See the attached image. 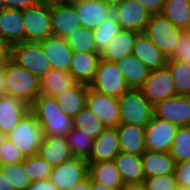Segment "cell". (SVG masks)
<instances>
[{"instance_id":"30bf717a","label":"cell","mask_w":190,"mask_h":190,"mask_svg":"<svg viewBox=\"0 0 190 190\" xmlns=\"http://www.w3.org/2000/svg\"><path fill=\"white\" fill-rule=\"evenodd\" d=\"M140 89L152 105L178 96L171 72L167 66L151 70L149 77Z\"/></svg>"},{"instance_id":"f907efd6","label":"cell","mask_w":190,"mask_h":190,"mask_svg":"<svg viewBox=\"0 0 190 190\" xmlns=\"http://www.w3.org/2000/svg\"><path fill=\"white\" fill-rule=\"evenodd\" d=\"M0 190H16L7 177L0 171Z\"/></svg>"},{"instance_id":"74e56055","label":"cell","mask_w":190,"mask_h":190,"mask_svg":"<svg viewBox=\"0 0 190 190\" xmlns=\"http://www.w3.org/2000/svg\"><path fill=\"white\" fill-rule=\"evenodd\" d=\"M169 154L175 163L190 160V126L178 128Z\"/></svg>"},{"instance_id":"7402d4cb","label":"cell","mask_w":190,"mask_h":190,"mask_svg":"<svg viewBox=\"0 0 190 190\" xmlns=\"http://www.w3.org/2000/svg\"><path fill=\"white\" fill-rule=\"evenodd\" d=\"M37 154L47 160L52 167L73 157L65 136L45 135Z\"/></svg>"},{"instance_id":"2e32d148","label":"cell","mask_w":190,"mask_h":190,"mask_svg":"<svg viewBox=\"0 0 190 190\" xmlns=\"http://www.w3.org/2000/svg\"><path fill=\"white\" fill-rule=\"evenodd\" d=\"M82 27L94 30L103 20L113 15V8L103 0H75L71 2Z\"/></svg>"},{"instance_id":"603a6c76","label":"cell","mask_w":190,"mask_h":190,"mask_svg":"<svg viewBox=\"0 0 190 190\" xmlns=\"http://www.w3.org/2000/svg\"><path fill=\"white\" fill-rule=\"evenodd\" d=\"M29 106L8 95L0 96V131L7 135L18 124Z\"/></svg>"},{"instance_id":"e0dca14e","label":"cell","mask_w":190,"mask_h":190,"mask_svg":"<svg viewBox=\"0 0 190 190\" xmlns=\"http://www.w3.org/2000/svg\"><path fill=\"white\" fill-rule=\"evenodd\" d=\"M38 43L49 60L52 69L69 72L73 51L65 38L52 35Z\"/></svg>"},{"instance_id":"d6986e66","label":"cell","mask_w":190,"mask_h":190,"mask_svg":"<svg viewBox=\"0 0 190 190\" xmlns=\"http://www.w3.org/2000/svg\"><path fill=\"white\" fill-rule=\"evenodd\" d=\"M101 60L97 52H73L69 72L78 83L90 85Z\"/></svg>"},{"instance_id":"9c48e42d","label":"cell","mask_w":190,"mask_h":190,"mask_svg":"<svg viewBox=\"0 0 190 190\" xmlns=\"http://www.w3.org/2000/svg\"><path fill=\"white\" fill-rule=\"evenodd\" d=\"M89 177V164L86 159L72 157L52 168L50 181L58 190H71Z\"/></svg>"},{"instance_id":"ac0fdd59","label":"cell","mask_w":190,"mask_h":190,"mask_svg":"<svg viewBox=\"0 0 190 190\" xmlns=\"http://www.w3.org/2000/svg\"><path fill=\"white\" fill-rule=\"evenodd\" d=\"M120 152L117 129L106 128L99 137L94 139L90 156L86 161L88 164L114 161Z\"/></svg>"},{"instance_id":"681fc988","label":"cell","mask_w":190,"mask_h":190,"mask_svg":"<svg viewBox=\"0 0 190 190\" xmlns=\"http://www.w3.org/2000/svg\"><path fill=\"white\" fill-rule=\"evenodd\" d=\"M5 76H6V64L0 65V96L6 95Z\"/></svg>"},{"instance_id":"836d02e7","label":"cell","mask_w":190,"mask_h":190,"mask_svg":"<svg viewBox=\"0 0 190 190\" xmlns=\"http://www.w3.org/2000/svg\"><path fill=\"white\" fill-rule=\"evenodd\" d=\"M73 127L83 130L87 135L96 139L106 129L99 118L85 106L74 118Z\"/></svg>"},{"instance_id":"6da1fadb","label":"cell","mask_w":190,"mask_h":190,"mask_svg":"<svg viewBox=\"0 0 190 190\" xmlns=\"http://www.w3.org/2000/svg\"><path fill=\"white\" fill-rule=\"evenodd\" d=\"M45 135L66 136L73 129V118L63 112L56 98L39 95L29 106Z\"/></svg>"},{"instance_id":"8fae6325","label":"cell","mask_w":190,"mask_h":190,"mask_svg":"<svg viewBox=\"0 0 190 190\" xmlns=\"http://www.w3.org/2000/svg\"><path fill=\"white\" fill-rule=\"evenodd\" d=\"M86 106L99 118L106 128H116L120 124L118 98L100 93L88 86Z\"/></svg>"},{"instance_id":"ab89813d","label":"cell","mask_w":190,"mask_h":190,"mask_svg":"<svg viewBox=\"0 0 190 190\" xmlns=\"http://www.w3.org/2000/svg\"><path fill=\"white\" fill-rule=\"evenodd\" d=\"M0 171L8 178L11 185H13L16 190H26L32 183L29 175H27L24 170L23 162L0 166Z\"/></svg>"},{"instance_id":"f6af8a7d","label":"cell","mask_w":190,"mask_h":190,"mask_svg":"<svg viewBox=\"0 0 190 190\" xmlns=\"http://www.w3.org/2000/svg\"><path fill=\"white\" fill-rule=\"evenodd\" d=\"M1 3L3 8L24 10L34 7L40 2L38 0H1Z\"/></svg>"},{"instance_id":"1f68e13d","label":"cell","mask_w":190,"mask_h":190,"mask_svg":"<svg viewBox=\"0 0 190 190\" xmlns=\"http://www.w3.org/2000/svg\"><path fill=\"white\" fill-rule=\"evenodd\" d=\"M162 14L182 30L190 28V0H166Z\"/></svg>"},{"instance_id":"ba28073f","label":"cell","mask_w":190,"mask_h":190,"mask_svg":"<svg viewBox=\"0 0 190 190\" xmlns=\"http://www.w3.org/2000/svg\"><path fill=\"white\" fill-rule=\"evenodd\" d=\"M108 96L121 97L130 89L115 62L100 60L93 82L89 85Z\"/></svg>"},{"instance_id":"cb8c5ba5","label":"cell","mask_w":190,"mask_h":190,"mask_svg":"<svg viewBox=\"0 0 190 190\" xmlns=\"http://www.w3.org/2000/svg\"><path fill=\"white\" fill-rule=\"evenodd\" d=\"M115 64L125 77L130 88L140 89L150 74V69L135 55L131 54L116 61Z\"/></svg>"},{"instance_id":"d590c367","label":"cell","mask_w":190,"mask_h":190,"mask_svg":"<svg viewBox=\"0 0 190 190\" xmlns=\"http://www.w3.org/2000/svg\"><path fill=\"white\" fill-rule=\"evenodd\" d=\"M65 137L73 157L87 160L92 150L93 137L74 127Z\"/></svg>"},{"instance_id":"60d3db41","label":"cell","mask_w":190,"mask_h":190,"mask_svg":"<svg viewBox=\"0 0 190 190\" xmlns=\"http://www.w3.org/2000/svg\"><path fill=\"white\" fill-rule=\"evenodd\" d=\"M25 159L26 157L20 151V149L16 147L12 142H10L7 138L0 145V166L19 164L22 163Z\"/></svg>"},{"instance_id":"bcb514c9","label":"cell","mask_w":190,"mask_h":190,"mask_svg":"<svg viewBox=\"0 0 190 190\" xmlns=\"http://www.w3.org/2000/svg\"><path fill=\"white\" fill-rule=\"evenodd\" d=\"M151 14L162 13L166 0H137Z\"/></svg>"},{"instance_id":"4316f807","label":"cell","mask_w":190,"mask_h":190,"mask_svg":"<svg viewBox=\"0 0 190 190\" xmlns=\"http://www.w3.org/2000/svg\"><path fill=\"white\" fill-rule=\"evenodd\" d=\"M138 34L136 31L121 29L101 53V59L116 62L131 55Z\"/></svg>"},{"instance_id":"c3c4849f","label":"cell","mask_w":190,"mask_h":190,"mask_svg":"<svg viewBox=\"0 0 190 190\" xmlns=\"http://www.w3.org/2000/svg\"><path fill=\"white\" fill-rule=\"evenodd\" d=\"M10 59V46L0 38V65H4Z\"/></svg>"},{"instance_id":"9a60e30c","label":"cell","mask_w":190,"mask_h":190,"mask_svg":"<svg viewBox=\"0 0 190 190\" xmlns=\"http://www.w3.org/2000/svg\"><path fill=\"white\" fill-rule=\"evenodd\" d=\"M53 36L65 38L78 27H82L74 5L69 1L50 3Z\"/></svg>"},{"instance_id":"ffe728a7","label":"cell","mask_w":190,"mask_h":190,"mask_svg":"<svg viewBox=\"0 0 190 190\" xmlns=\"http://www.w3.org/2000/svg\"><path fill=\"white\" fill-rule=\"evenodd\" d=\"M0 38L9 46L24 42L22 10L0 8Z\"/></svg>"},{"instance_id":"db71d44e","label":"cell","mask_w":190,"mask_h":190,"mask_svg":"<svg viewBox=\"0 0 190 190\" xmlns=\"http://www.w3.org/2000/svg\"><path fill=\"white\" fill-rule=\"evenodd\" d=\"M90 190H123V189H113L110 187H106L103 186L97 182H94L91 178H90Z\"/></svg>"},{"instance_id":"4fadbf2b","label":"cell","mask_w":190,"mask_h":190,"mask_svg":"<svg viewBox=\"0 0 190 190\" xmlns=\"http://www.w3.org/2000/svg\"><path fill=\"white\" fill-rule=\"evenodd\" d=\"M113 15L121 29L143 33L152 14L137 0H122L113 8Z\"/></svg>"},{"instance_id":"f35d334b","label":"cell","mask_w":190,"mask_h":190,"mask_svg":"<svg viewBox=\"0 0 190 190\" xmlns=\"http://www.w3.org/2000/svg\"><path fill=\"white\" fill-rule=\"evenodd\" d=\"M23 167L32 182L49 179L53 168L47 160L38 154L26 157L23 161Z\"/></svg>"},{"instance_id":"8d00e7d4","label":"cell","mask_w":190,"mask_h":190,"mask_svg":"<svg viewBox=\"0 0 190 190\" xmlns=\"http://www.w3.org/2000/svg\"><path fill=\"white\" fill-rule=\"evenodd\" d=\"M65 40L73 52H97L93 31L86 27H78Z\"/></svg>"},{"instance_id":"4dcf8cb0","label":"cell","mask_w":190,"mask_h":190,"mask_svg":"<svg viewBox=\"0 0 190 190\" xmlns=\"http://www.w3.org/2000/svg\"><path fill=\"white\" fill-rule=\"evenodd\" d=\"M89 177L103 186L123 189L124 183L114 161L89 164Z\"/></svg>"},{"instance_id":"5bb4252c","label":"cell","mask_w":190,"mask_h":190,"mask_svg":"<svg viewBox=\"0 0 190 190\" xmlns=\"http://www.w3.org/2000/svg\"><path fill=\"white\" fill-rule=\"evenodd\" d=\"M153 116L178 127L190 126V96H175L155 103Z\"/></svg>"},{"instance_id":"d4e9b609","label":"cell","mask_w":190,"mask_h":190,"mask_svg":"<svg viewBox=\"0 0 190 190\" xmlns=\"http://www.w3.org/2000/svg\"><path fill=\"white\" fill-rule=\"evenodd\" d=\"M77 83L70 72L51 68L40 78V95L55 98L60 93L73 88Z\"/></svg>"},{"instance_id":"11a10c76","label":"cell","mask_w":190,"mask_h":190,"mask_svg":"<svg viewBox=\"0 0 190 190\" xmlns=\"http://www.w3.org/2000/svg\"><path fill=\"white\" fill-rule=\"evenodd\" d=\"M108 6L114 8L117 6L122 0H103Z\"/></svg>"},{"instance_id":"5b68a950","label":"cell","mask_w":190,"mask_h":190,"mask_svg":"<svg viewBox=\"0 0 190 190\" xmlns=\"http://www.w3.org/2000/svg\"><path fill=\"white\" fill-rule=\"evenodd\" d=\"M182 31L162 13H157L151 15L143 33L169 59L178 45Z\"/></svg>"},{"instance_id":"7a4b0ae2","label":"cell","mask_w":190,"mask_h":190,"mask_svg":"<svg viewBox=\"0 0 190 190\" xmlns=\"http://www.w3.org/2000/svg\"><path fill=\"white\" fill-rule=\"evenodd\" d=\"M5 87L6 95L30 106L40 95V78L9 59L6 63Z\"/></svg>"},{"instance_id":"e575fe53","label":"cell","mask_w":190,"mask_h":190,"mask_svg":"<svg viewBox=\"0 0 190 190\" xmlns=\"http://www.w3.org/2000/svg\"><path fill=\"white\" fill-rule=\"evenodd\" d=\"M121 27L114 15L103 20L93 31L97 53L101 54L110 41L119 33Z\"/></svg>"},{"instance_id":"44dd1931","label":"cell","mask_w":190,"mask_h":190,"mask_svg":"<svg viewBox=\"0 0 190 190\" xmlns=\"http://www.w3.org/2000/svg\"><path fill=\"white\" fill-rule=\"evenodd\" d=\"M116 129L121 152L142 155L146 151L145 126L119 124Z\"/></svg>"},{"instance_id":"8992f818","label":"cell","mask_w":190,"mask_h":190,"mask_svg":"<svg viewBox=\"0 0 190 190\" xmlns=\"http://www.w3.org/2000/svg\"><path fill=\"white\" fill-rule=\"evenodd\" d=\"M24 42H39L53 35L50 3H38L22 10Z\"/></svg>"},{"instance_id":"680465c9","label":"cell","mask_w":190,"mask_h":190,"mask_svg":"<svg viewBox=\"0 0 190 190\" xmlns=\"http://www.w3.org/2000/svg\"><path fill=\"white\" fill-rule=\"evenodd\" d=\"M60 1H65V0H59V2H60ZM66 1L72 2V0H66Z\"/></svg>"},{"instance_id":"f546056e","label":"cell","mask_w":190,"mask_h":190,"mask_svg":"<svg viewBox=\"0 0 190 190\" xmlns=\"http://www.w3.org/2000/svg\"><path fill=\"white\" fill-rule=\"evenodd\" d=\"M88 95V85L77 83L58 96L56 100L60 108L69 117L74 118L85 106Z\"/></svg>"},{"instance_id":"ee69618b","label":"cell","mask_w":190,"mask_h":190,"mask_svg":"<svg viewBox=\"0 0 190 190\" xmlns=\"http://www.w3.org/2000/svg\"><path fill=\"white\" fill-rule=\"evenodd\" d=\"M178 188L190 189V160L178 162L174 171Z\"/></svg>"},{"instance_id":"52a82bcc","label":"cell","mask_w":190,"mask_h":190,"mask_svg":"<svg viewBox=\"0 0 190 190\" xmlns=\"http://www.w3.org/2000/svg\"><path fill=\"white\" fill-rule=\"evenodd\" d=\"M10 59L38 78L51 69V64L38 42H22L11 45Z\"/></svg>"},{"instance_id":"d6a6232c","label":"cell","mask_w":190,"mask_h":190,"mask_svg":"<svg viewBox=\"0 0 190 190\" xmlns=\"http://www.w3.org/2000/svg\"><path fill=\"white\" fill-rule=\"evenodd\" d=\"M169 68L178 96H190V64L182 60L168 59Z\"/></svg>"},{"instance_id":"7dc6e473","label":"cell","mask_w":190,"mask_h":190,"mask_svg":"<svg viewBox=\"0 0 190 190\" xmlns=\"http://www.w3.org/2000/svg\"><path fill=\"white\" fill-rule=\"evenodd\" d=\"M26 190H58L57 187L50 181V179L34 181Z\"/></svg>"},{"instance_id":"816d5d0a","label":"cell","mask_w":190,"mask_h":190,"mask_svg":"<svg viewBox=\"0 0 190 190\" xmlns=\"http://www.w3.org/2000/svg\"><path fill=\"white\" fill-rule=\"evenodd\" d=\"M123 190H148L144 182L124 185Z\"/></svg>"},{"instance_id":"f5cc1de1","label":"cell","mask_w":190,"mask_h":190,"mask_svg":"<svg viewBox=\"0 0 190 190\" xmlns=\"http://www.w3.org/2000/svg\"><path fill=\"white\" fill-rule=\"evenodd\" d=\"M71 190H90V177L75 185Z\"/></svg>"},{"instance_id":"277c9868","label":"cell","mask_w":190,"mask_h":190,"mask_svg":"<svg viewBox=\"0 0 190 190\" xmlns=\"http://www.w3.org/2000/svg\"><path fill=\"white\" fill-rule=\"evenodd\" d=\"M120 124L146 126L153 116V105L141 89L130 88L118 98Z\"/></svg>"},{"instance_id":"484cf974","label":"cell","mask_w":190,"mask_h":190,"mask_svg":"<svg viewBox=\"0 0 190 190\" xmlns=\"http://www.w3.org/2000/svg\"><path fill=\"white\" fill-rule=\"evenodd\" d=\"M132 54L138 57L150 70L165 67L168 61L167 57L144 33L137 35Z\"/></svg>"},{"instance_id":"7c38bea8","label":"cell","mask_w":190,"mask_h":190,"mask_svg":"<svg viewBox=\"0 0 190 190\" xmlns=\"http://www.w3.org/2000/svg\"><path fill=\"white\" fill-rule=\"evenodd\" d=\"M178 126L152 116L145 126V145L148 151L169 152L178 131Z\"/></svg>"},{"instance_id":"b9f144b4","label":"cell","mask_w":190,"mask_h":190,"mask_svg":"<svg viewBox=\"0 0 190 190\" xmlns=\"http://www.w3.org/2000/svg\"><path fill=\"white\" fill-rule=\"evenodd\" d=\"M144 184L148 190H177L178 185L174 173L146 177Z\"/></svg>"},{"instance_id":"7bdbcfd3","label":"cell","mask_w":190,"mask_h":190,"mask_svg":"<svg viewBox=\"0 0 190 190\" xmlns=\"http://www.w3.org/2000/svg\"><path fill=\"white\" fill-rule=\"evenodd\" d=\"M169 59L182 60L190 64V30H183L174 53Z\"/></svg>"},{"instance_id":"3957f363","label":"cell","mask_w":190,"mask_h":190,"mask_svg":"<svg viewBox=\"0 0 190 190\" xmlns=\"http://www.w3.org/2000/svg\"><path fill=\"white\" fill-rule=\"evenodd\" d=\"M44 137L43 128L30 110L23 115L15 128L6 135V138L18 147L25 157L38 153V148Z\"/></svg>"},{"instance_id":"9f6ffc18","label":"cell","mask_w":190,"mask_h":190,"mask_svg":"<svg viewBox=\"0 0 190 190\" xmlns=\"http://www.w3.org/2000/svg\"><path fill=\"white\" fill-rule=\"evenodd\" d=\"M41 3H56L59 2V0H38Z\"/></svg>"},{"instance_id":"f1b7e54d","label":"cell","mask_w":190,"mask_h":190,"mask_svg":"<svg viewBox=\"0 0 190 190\" xmlns=\"http://www.w3.org/2000/svg\"><path fill=\"white\" fill-rule=\"evenodd\" d=\"M114 162L121 174L124 185L142 183L145 174L142 166L141 155L120 152Z\"/></svg>"},{"instance_id":"6f0895ef","label":"cell","mask_w":190,"mask_h":190,"mask_svg":"<svg viewBox=\"0 0 190 190\" xmlns=\"http://www.w3.org/2000/svg\"><path fill=\"white\" fill-rule=\"evenodd\" d=\"M5 139H6V135L3 134V133L0 131V145L4 142Z\"/></svg>"},{"instance_id":"83f0119b","label":"cell","mask_w":190,"mask_h":190,"mask_svg":"<svg viewBox=\"0 0 190 190\" xmlns=\"http://www.w3.org/2000/svg\"><path fill=\"white\" fill-rule=\"evenodd\" d=\"M142 166L146 177L167 175L174 173L175 161L169 152H158L146 150L142 155Z\"/></svg>"}]
</instances>
